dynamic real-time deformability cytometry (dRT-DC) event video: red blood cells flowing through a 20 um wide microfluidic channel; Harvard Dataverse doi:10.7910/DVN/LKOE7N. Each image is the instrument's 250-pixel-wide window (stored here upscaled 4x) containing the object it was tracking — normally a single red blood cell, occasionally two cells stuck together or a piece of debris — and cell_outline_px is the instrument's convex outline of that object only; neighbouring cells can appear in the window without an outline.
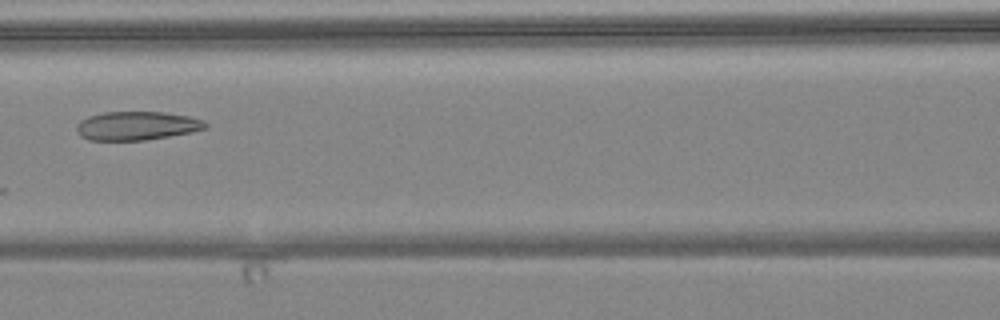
{"species": "common noctule bat (a hibernating species)", "species_latin": "Nyctalus noctula", "temperature_condition": "warm", "stored_images_in_passage": 7, "camera_frame_rate_fps": 3000, "um_per_image_px": 0.085, "animal": {"sex": "female", "body_mass_g": 24.6, "forearm_length_mm": 56.2}, "frame": {"image": 1, "passage_image": 7, "time_ms": 7.333, "image_size_px": [1000, 320], "cell_outline_px": [[208, 128], [192, 132], [144, 140], [88, 140], [80, 136], [76, 128], [76, 124], [80, 120], [88, 116], [104, 112], [164, 112], [188, 116], [204, 120], [208, 124]], "centroid_in_image_um": [11.63, 10.69], "position_along_channel_um": 155.0, "area_um2": 21.62}}